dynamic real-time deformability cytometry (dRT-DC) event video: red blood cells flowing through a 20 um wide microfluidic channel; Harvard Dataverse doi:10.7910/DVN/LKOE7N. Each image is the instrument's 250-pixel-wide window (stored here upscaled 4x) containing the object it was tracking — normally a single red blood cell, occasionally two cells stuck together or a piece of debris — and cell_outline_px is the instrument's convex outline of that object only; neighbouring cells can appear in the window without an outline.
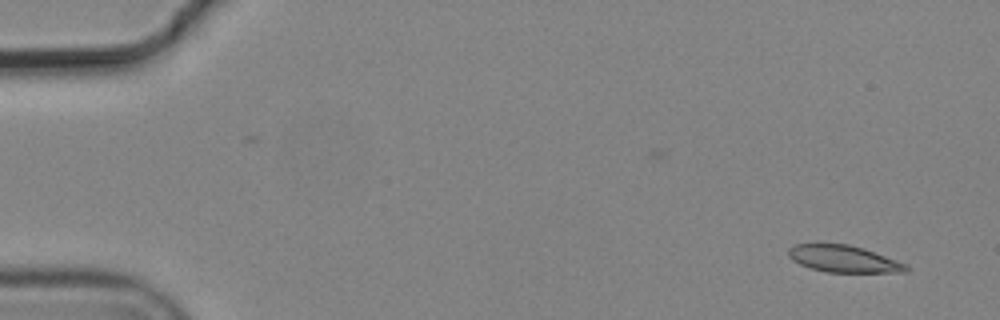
{"species": "common noctule bat (a hibernating species)", "species_latin": "Nyctalus noctula", "temperature_condition": "cold", "stored_images_in_passage": 3, "camera_frame_rate_fps": 3000, "um_per_image_px": 0.085, "animal": {"sex": "male", "body_mass_g": 19.2, "forearm_length_mm": 51.8}, "frame": {"image": 1, "passage_image": 1, "time_ms": 0.0, "image_size_px": [1000, 320], "cell_outline_px": [[908, 272], [824, 272], [800, 264], [792, 260], [788, 256], [788, 248], [796, 244], [848, 244], [864, 248], [908, 264]], "centroid_in_image_um": [71.72, 22.0], "position_along_channel_um": 13.3, "area_um2": 18.44}}